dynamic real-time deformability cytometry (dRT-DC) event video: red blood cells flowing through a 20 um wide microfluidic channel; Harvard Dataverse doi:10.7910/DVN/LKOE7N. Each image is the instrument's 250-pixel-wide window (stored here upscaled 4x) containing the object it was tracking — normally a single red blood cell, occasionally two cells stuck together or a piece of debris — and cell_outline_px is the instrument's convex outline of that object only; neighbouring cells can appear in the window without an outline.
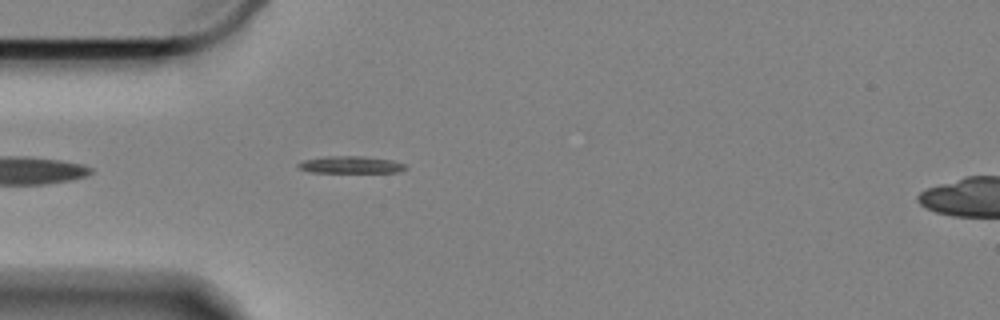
{"species": "Egyptian fruit bat (a non-hibernating species)", "species_latin": "Rousettus aegyptiacus", "temperature_condition": "cold", "stored_images_in_passage": 16, "camera_frame_rate_fps": 3000, "um_per_image_px": 0.085, "animal": {"sex": "female"}, "frame": {"image": 1, "passage_image": 1, "time_ms": 0.0, "image_size_px": [1000, 320], "cell_outline_px": [[408, 168], [400, 172], [308, 172], [300, 168], [296, 164], [304, 160], [328, 156], [364, 156], [392, 160], [404, 164]], "centroid_in_image_um": [29.83, 14.0], "position_along_channel_um": 55.2, "area_um2": 10.64}}
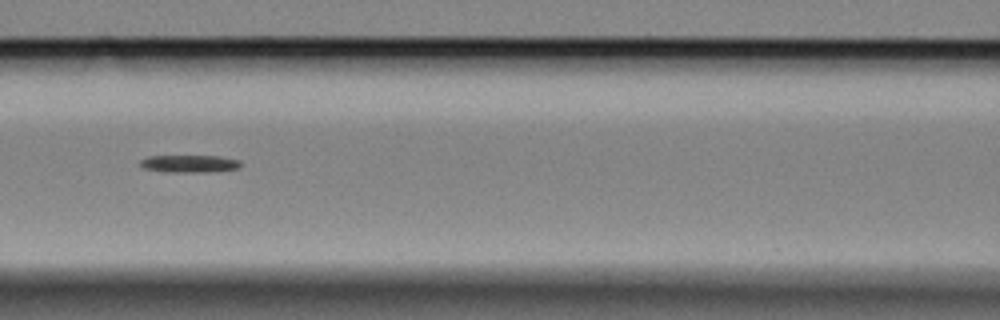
{"frame": {"image": 2, "passage_image": 10, "time_ms": 3.0, "image_size_px": [1000, 320], "cell_outline_px": [[244, 164], [236, 168], [204, 172], [164, 172], [140, 168], [140, 160], [148, 156], [220, 156], [240, 160]], "centroid_in_image_um": [16.06, 13.91], "position_along_channel_um": 150.5, "area_um2": 10.29}}
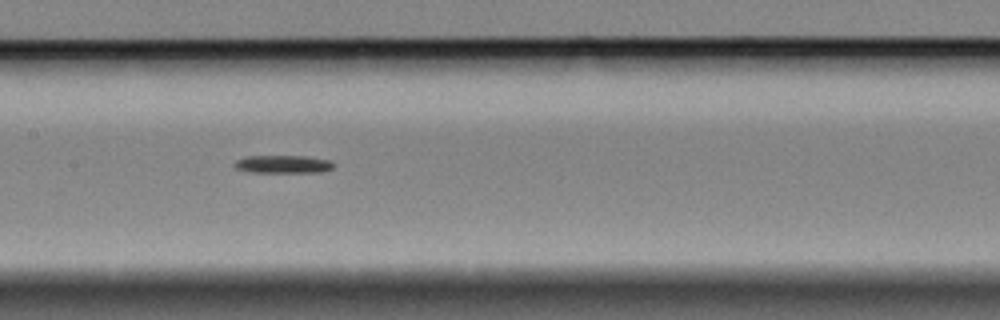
{"frame": {"image": 3, "passage_image": 13, "time_ms": 4.0, "image_size_px": [1000, 320], "cell_outline_px": [[336, 164], [332, 168], [320, 172], [252, 172], [236, 168], [232, 164], [236, 160], [244, 156], [308, 156], [332, 160]], "centroid_in_image_um": [24.09, 13.94], "position_along_channel_um": 183.3, "area_um2": 10.46}}